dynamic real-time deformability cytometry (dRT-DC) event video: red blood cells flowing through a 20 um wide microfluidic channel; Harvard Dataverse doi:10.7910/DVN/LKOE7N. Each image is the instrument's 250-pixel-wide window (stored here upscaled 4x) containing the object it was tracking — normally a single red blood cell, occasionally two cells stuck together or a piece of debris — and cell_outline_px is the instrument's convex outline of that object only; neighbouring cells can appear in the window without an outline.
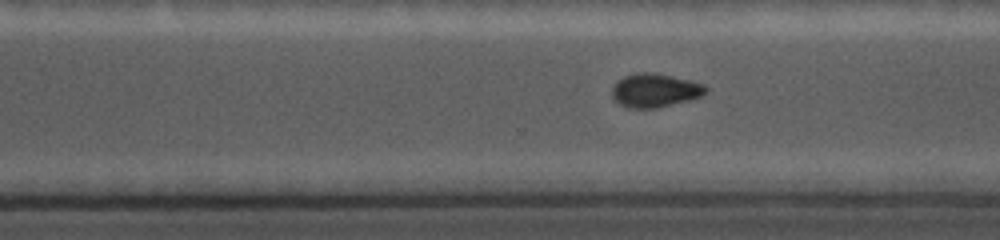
{"species": "common noctule bat (a hibernating species)", "species_latin": "Nyctalus noctula", "temperature_condition": "cold", "stored_images_in_passage": 25, "camera_frame_rate_fps": 5000, "um_per_image_px": 0.085, "animal": {"sex": "female", "body_mass_g": 19.0, "forearm_length_mm": 56.7}, "frame": {"image": 1, "passage_image": 15, "time_ms": 7.4, "image_size_px": [1000, 240], "cell_outline_px": [[704, 92], [700, 96], [688, 100], [656, 108], [628, 108], [620, 104], [612, 96], [612, 88], [624, 76], [644, 72], [668, 76], [700, 84], [704, 88]], "centroid_in_image_um": [55.58, 7.71], "position_along_channel_um": 315.0, "area_um2": 17.4}}
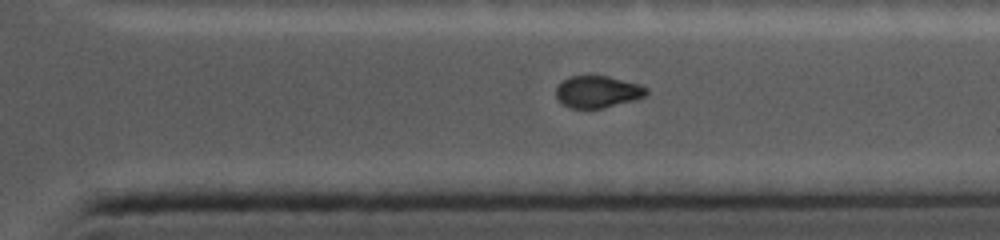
{"frame": {"image": 2, "passage_image": 18, "time_ms": 8.6, "image_size_px": [1000, 240], "cell_outline_px": [[648, 92], [644, 96], [600, 108], [568, 108], [556, 96], [556, 88], [564, 80], [572, 76], [608, 76], [636, 84], [644, 88]], "centroid_in_image_um": [50.72, 7.79], "position_along_channel_um": 360.7, "area_um2": 16.07}}